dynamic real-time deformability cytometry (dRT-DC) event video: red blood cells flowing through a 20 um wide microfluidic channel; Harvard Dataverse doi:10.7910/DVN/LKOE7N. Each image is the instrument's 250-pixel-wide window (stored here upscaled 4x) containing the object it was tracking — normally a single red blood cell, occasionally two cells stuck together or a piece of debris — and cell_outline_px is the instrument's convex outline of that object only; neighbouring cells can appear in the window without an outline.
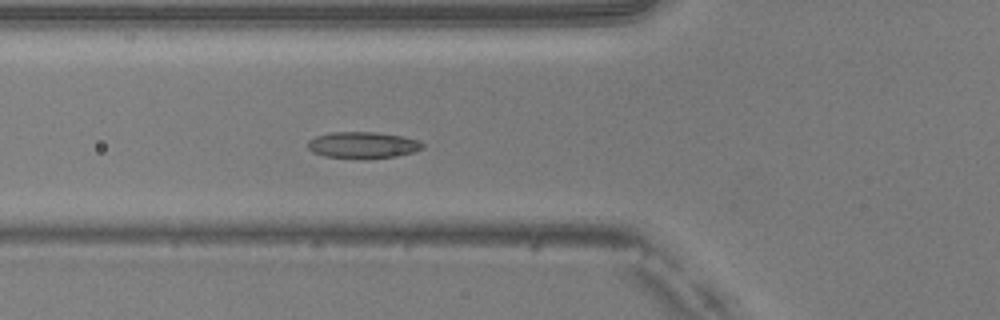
{"species": "common noctule bat (a hibernating species)", "species_latin": "Nyctalus noctula", "temperature_condition": "warm", "stored_images_in_passage": 36, "camera_frame_rate_fps": 3000, "um_per_image_px": 0.085, "animal": {"sex": "male", "body_mass_g": 20.5, "forearm_length_mm": 52.5}, "frame": {"image": 1, "passage_image": 15, "time_ms": 4.667, "image_size_px": [1000, 320], "cell_outline_px": [[424, 148], [412, 152], [396, 156], [364, 160], [324, 156], [312, 152], [308, 148], [308, 140], [316, 136], [332, 132], [376, 132], [404, 136], [420, 140], [424, 144]], "centroid_in_image_um": [30.85, 12.34], "position_along_channel_um": 94.9, "area_um2": 18.09}}
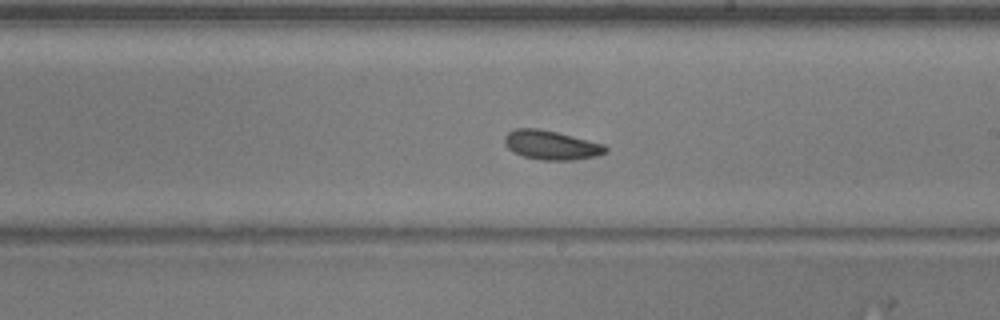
{"frame": {"image": 2, "passage_image": 26, "time_ms": 8.333, "image_size_px": [1000, 320], "cell_outline_px": [[608, 152], [596, 156], [572, 160], [540, 160], [524, 156], [512, 152], [504, 144], [504, 136], [508, 132], [516, 128], [540, 128], [604, 144], [608, 148]], "centroid_in_image_um": [46.83, 12.33], "position_along_channel_um": 242.2, "area_um2": 17.22}}
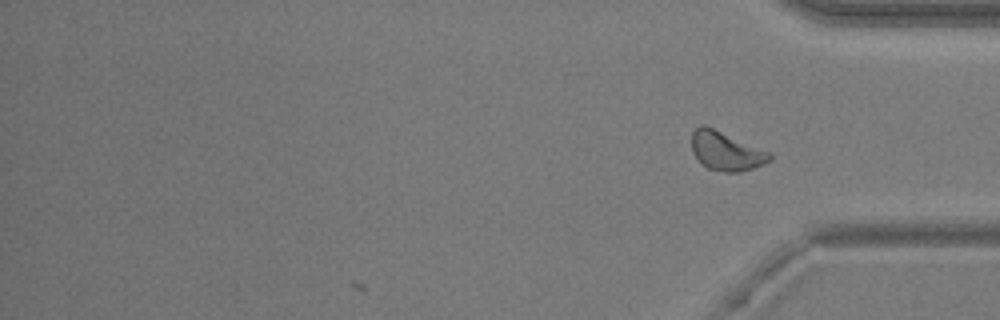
{"frame": {"image": 3, "passage_image": 36, "time_ms": 11.667, "image_size_px": [1000, 320], "cell_outline_px": [[772, 160], [764, 164], [740, 172], [724, 172], [708, 168], [700, 164], [692, 152], [692, 132], [700, 124], [704, 124], [768, 152], [772, 156]], "centroid_in_image_um": [61.67, 12.85], "position_along_channel_um": 373.5, "area_um2": 17.51}, "authors_computed_cell_mechanics": {"area_um2": 17.34, "velocity_mm_per_s": 3.9986, "shape_relaxation_time_tau1_ms": 3.7857, "shape_relaxation_time_tau2_ms": 3.5335, "deformation_change_tau1": 0.0738, "deformation_change_tau2": 0.08}}